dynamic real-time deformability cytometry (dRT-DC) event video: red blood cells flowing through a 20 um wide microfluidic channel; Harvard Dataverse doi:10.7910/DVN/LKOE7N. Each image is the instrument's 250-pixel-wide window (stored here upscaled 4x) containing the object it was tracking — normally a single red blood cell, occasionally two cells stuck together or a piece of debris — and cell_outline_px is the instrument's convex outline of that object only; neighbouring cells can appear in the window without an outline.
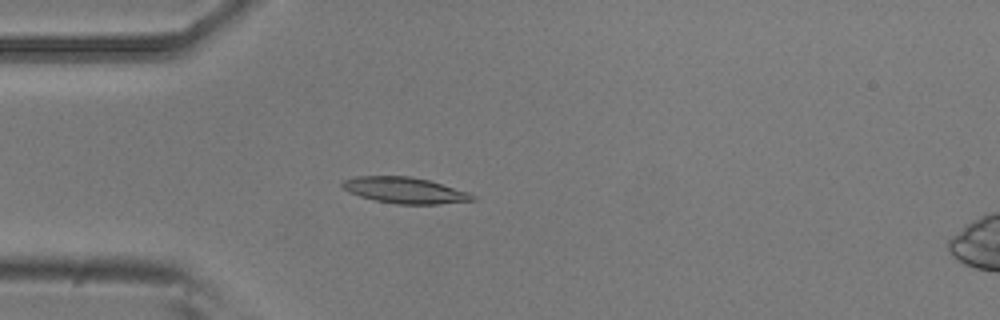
{"species": "common noctule bat (a hibernating species)", "species_latin": "Nyctalus noctula", "temperature_condition": "room temperature", "stored_images_in_passage": 4, "camera_frame_rate_fps": 3000, "um_per_image_px": 0.085, "animal": {"sex": "male", "body_mass_g": 20.5, "forearm_length_mm": 52.5}, "frame": {"image": 1, "passage_image": 4, "time_ms": 1.0, "image_size_px": [1000, 320], "cell_outline_px": [[476, 200], [436, 204], [396, 204], [376, 200], [360, 196], [348, 192], [340, 184], [344, 180], [356, 176], [408, 176], [428, 180], [468, 192], [476, 196]], "centroid_in_image_um": [34.4, 16.17], "position_along_channel_um": 50.6, "area_um2": 19.59}}